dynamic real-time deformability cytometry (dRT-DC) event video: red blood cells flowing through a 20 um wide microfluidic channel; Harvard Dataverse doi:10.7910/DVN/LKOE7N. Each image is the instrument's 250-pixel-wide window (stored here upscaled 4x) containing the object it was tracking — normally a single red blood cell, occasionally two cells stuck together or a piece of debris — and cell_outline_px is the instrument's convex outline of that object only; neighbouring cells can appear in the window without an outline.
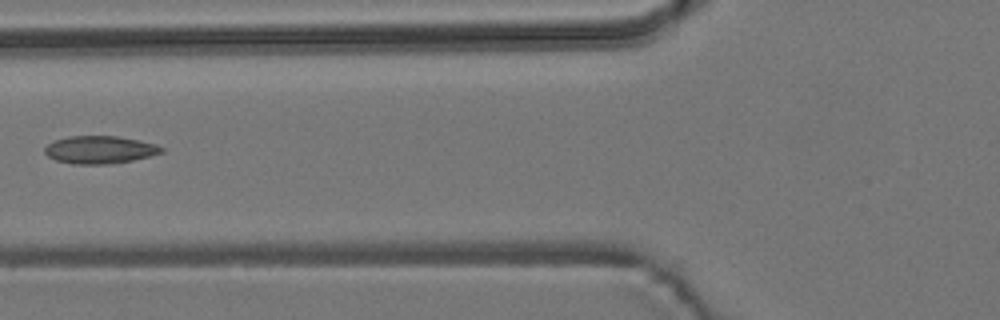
{"species": "common noctule bat (a hibernating species)", "species_latin": "Nyctalus noctula", "temperature_condition": "room temperature", "stored_images_in_passage": 5, "camera_frame_rate_fps": 3000, "um_per_image_px": 0.085, "animal": {"sex": "male", "body_mass_g": 19.2, "forearm_length_mm": 51.8}, "frame": {"image": 1, "passage_image": 5, "time_ms": 5.667, "image_size_px": [1000, 320], "cell_outline_px": [[164, 152], [132, 160], [112, 164], [72, 164], [56, 160], [48, 156], [44, 152], [44, 148], [48, 144], [56, 140], [68, 136], [116, 136], [140, 140], [156, 144], [164, 148]], "centroid_in_image_um": [8.49, 12.73], "position_along_channel_um": 117.3, "area_um2": 18.84}}